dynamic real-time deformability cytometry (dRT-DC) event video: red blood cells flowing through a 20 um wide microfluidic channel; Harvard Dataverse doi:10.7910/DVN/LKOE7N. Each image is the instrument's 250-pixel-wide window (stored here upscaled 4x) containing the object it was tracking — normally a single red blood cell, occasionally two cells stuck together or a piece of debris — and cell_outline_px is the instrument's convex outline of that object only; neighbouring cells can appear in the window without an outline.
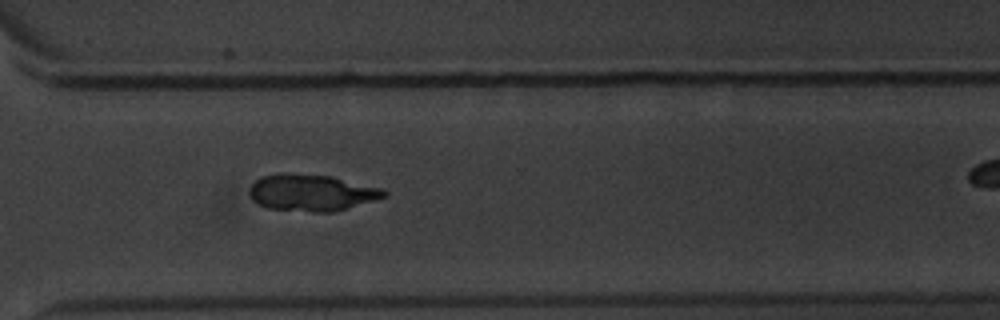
{"species": "common noctule bat (a hibernating species)", "species_latin": "Nyctalus noctula", "temperature_condition": "warm", "stored_images_in_passage": 10, "segment_of_instrument_passage": [1, 2], "camera_frame_rate_fps": 3000, "um_per_image_px": 0.085, "animal": {"sex": "male", "body_mass_g": 20.1, "forearm_length_mm": 53.5}, "frame": {"image": 1, "passage_image": 9, "time_ms": 10.0, "image_size_px": [1000, 320], "cell_outline_px": [[388, 196], [332, 212], [312, 212], [268, 208], [252, 200], [248, 192], [252, 184], [260, 176], [280, 172], [284, 172], [332, 176], [384, 188], [388, 192]], "centroid_in_image_um": [26.49, 16.35], "position_along_channel_um": 344.1, "area_um2": 29.02}}